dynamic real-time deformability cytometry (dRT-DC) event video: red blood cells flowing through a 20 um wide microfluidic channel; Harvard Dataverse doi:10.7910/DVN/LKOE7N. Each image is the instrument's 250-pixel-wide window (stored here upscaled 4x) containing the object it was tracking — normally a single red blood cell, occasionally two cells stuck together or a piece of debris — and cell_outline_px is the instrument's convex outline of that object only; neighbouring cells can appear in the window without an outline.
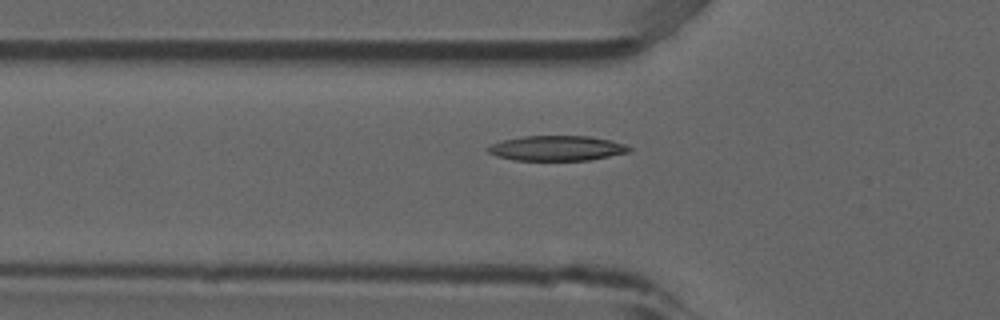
{"species": "common noctule bat (a hibernating species)", "species_latin": "Nyctalus noctula", "temperature_condition": "room temperature", "stored_images_in_passage": 48, "camera_frame_rate_fps": 3000, "um_per_image_px": 0.085, "animal": {"sex": "male", "forearm_length_mm": 52.5}, "frame": {"image": 1, "passage_image": 18, "time_ms": 5.667, "image_size_px": [1000, 320], "cell_outline_px": [[632, 148], [628, 152], [588, 160], [512, 160], [496, 156], [488, 152], [488, 148], [492, 144], [504, 140], [524, 136], [588, 136], [608, 140], [624, 144]], "centroid_in_image_um": [47.31, 12.6], "position_along_channel_um": 78.5, "area_um2": 20.29}}
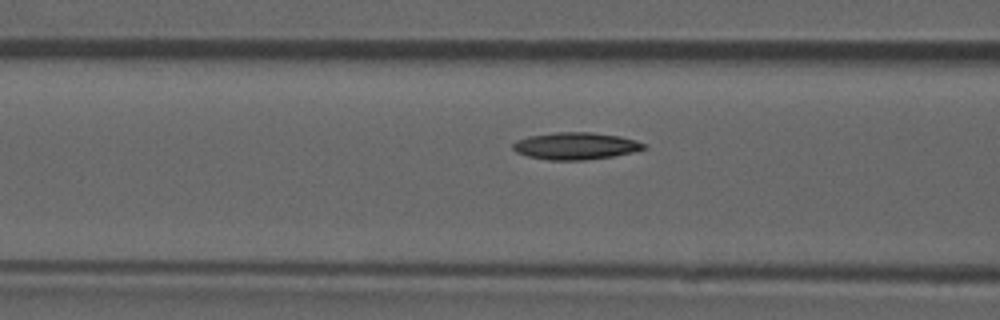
{"frame": {"image": 2, "passage_image": 21, "time_ms": 6.667, "image_size_px": [1000, 320], "cell_outline_px": [[648, 148], [636, 152], [612, 156], [584, 160], [548, 160], [528, 156], [516, 152], [512, 148], [512, 144], [516, 140], [528, 136], [556, 132], [592, 132], [620, 136], [636, 140], [648, 144]], "centroid_in_image_um": [48.97, 12.4], "position_along_channel_um": 117.6, "area_um2": 20.92}}
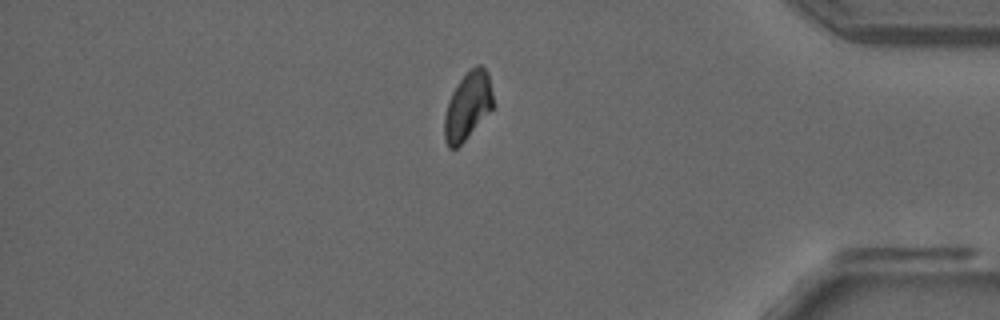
{"frame": {"image": 3, "passage_image": 45, "time_ms": 14.667, "image_size_px": [1000, 320], "cell_outline_px": [[492, 108], [464, 140], [456, 148], [448, 148], [444, 140], [444, 116], [452, 92], [460, 80], [476, 64], [480, 64], [488, 72], [492, 92]], "centroid_in_image_um": [39.74, 9.0], "position_along_channel_um": 395.5, "area_um2": 18.67}}